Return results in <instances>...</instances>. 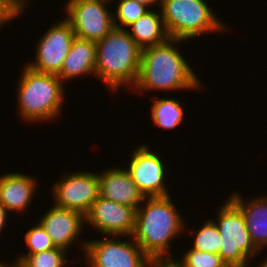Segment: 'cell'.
<instances>
[{
  "label": "cell",
  "instance_id": "cell-1",
  "mask_svg": "<svg viewBox=\"0 0 267 267\" xmlns=\"http://www.w3.org/2000/svg\"><path fill=\"white\" fill-rule=\"evenodd\" d=\"M178 41L181 40L169 38L162 44L142 49L139 76L135 84L139 92L200 88V80L190 65L171 45Z\"/></svg>",
  "mask_w": 267,
  "mask_h": 267
},
{
  "label": "cell",
  "instance_id": "cell-2",
  "mask_svg": "<svg viewBox=\"0 0 267 267\" xmlns=\"http://www.w3.org/2000/svg\"><path fill=\"white\" fill-rule=\"evenodd\" d=\"M171 196L145 197V207L136 210L133 239L150 258L165 256L169 243L183 229V220L179 215ZM148 200V201H147Z\"/></svg>",
  "mask_w": 267,
  "mask_h": 267
},
{
  "label": "cell",
  "instance_id": "cell-3",
  "mask_svg": "<svg viewBox=\"0 0 267 267\" xmlns=\"http://www.w3.org/2000/svg\"><path fill=\"white\" fill-rule=\"evenodd\" d=\"M141 51L127 29L114 28L96 42L95 75L111 89L117 90L122 83L135 86L140 71Z\"/></svg>",
  "mask_w": 267,
  "mask_h": 267
},
{
  "label": "cell",
  "instance_id": "cell-4",
  "mask_svg": "<svg viewBox=\"0 0 267 267\" xmlns=\"http://www.w3.org/2000/svg\"><path fill=\"white\" fill-rule=\"evenodd\" d=\"M18 88L19 114L28 121L55 119L60 113L64 88L55 74L24 68Z\"/></svg>",
  "mask_w": 267,
  "mask_h": 267
},
{
  "label": "cell",
  "instance_id": "cell-5",
  "mask_svg": "<svg viewBox=\"0 0 267 267\" xmlns=\"http://www.w3.org/2000/svg\"><path fill=\"white\" fill-rule=\"evenodd\" d=\"M160 3L170 38L184 41L225 27L204 0H160Z\"/></svg>",
  "mask_w": 267,
  "mask_h": 267
},
{
  "label": "cell",
  "instance_id": "cell-6",
  "mask_svg": "<svg viewBox=\"0 0 267 267\" xmlns=\"http://www.w3.org/2000/svg\"><path fill=\"white\" fill-rule=\"evenodd\" d=\"M218 215V223L215 221V224L222 237L219 255L226 264L248 266L249 258L258 250L251 241L243 213L228 199V202L220 208Z\"/></svg>",
  "mask_w": 267,
  "mask_h": 267
},
{
  "label": "cell",
  "instance_id": "cell-7",
  "mask_svg": "<svg viewBox=\"0 0 267 267\" xmlns=\"http://www.w3.org/2000/svg\"><path fill=\"white\" fill-rule=\"evenodd\" d=\"M108 1H68L65 6L68 17L65 19L72 26L76 37L97 42L115 28L113 14L105 8Z\"/></svg>",
  "mask_w": 267,
  "mask_h": 267
},
{
  "label": "cell",
  "instance_id": "cell-8",
  "mask_svg": "<svg viewBox=\"0 0 267 267\" xmlns=\"http://www.w3.org/2000/svg\"><path fill=\"white\" fill-rule=\"evenodd\" d=\"M105 239L83 243L91 267H151V259L134 240L116 241L111 235Z\"/></svg>",
  "mask_w": 267,
  "mask_h": 267
},
{
  "label": "cell",
  "instance_id": "cell-9",
  "mask_svg": "<svg viewBox=\"0 0 267 267\" xmlns=\"http://www.w3.org/2000/svg\"><path fill=\"white\" fill-rule=\"evenodd\" d=\"M52 191L56 206L79 211L85 216L100 196L99 177L86 171L68 174L53 185Z\"/></svg>",
  "mask_w": 267,
  "mask_h": 267
},
{
  "label": "cell",
  "instance_id": "cell-10",
  "mask_svg": "<svg viewBox=\"0 0 267 267\" xmlns=\"http://www.w3.org/2000/svg\"><path fill=\"white\" fill-rule=\"evenodd\" d=\"M75 37L72 26L66 19L53 25L38 42L36 61L27 66L41 73L57 75Z\"/></svg>",
  "mask_w": 267,
  "mask_h": 267
},
{
  "label": "cell",
  "instance_id": "cell-11",
  "mask_svg": "<svg viewBox=\"0 0 267 267\" xmlns=\"http://www.w3.org/2000/svg\"><path fill=\"white\" fill-rule=\"evenodd\" d=\"M136 209L101 196L92 204L85 221L106 236H129L135 228Z\"/></svg>",
  "mask_w": 267,
  "mask_h": 267
},
{
  "label": "cell",
  "instance_id": "cell-12",
  "mask_svg": "<svg viewBox=\"0 0 267 267\" xmlns=\"http://www.w3.org/2000/svg\"><path fill=\"white\" fill-rule=\"evenodd\" d=\"M132 156L127 171L144 197L169 195L164 185L165 167L162 160L147 145H141Z\"/></svg>",
  "mask_w": 267,
  "mask_h": 267
},
{
  "label": "cell",
  "instance_id": "cell-13",
  "mask_svg": "<svg viewBox=\"0 0 267 267\" xmlns=\"http://www.w3.org/2000/svg\"><path fill=\"white\" fill-rule=\"evenodd\" d=\"M40 219L39 224L45 229L54 246L67 251L71 243L77 240L85 216L79 211L55 205Z\"/></svg>",
  "mask_w": 267,
  "mask_h": 267
},
{
  "label": "cell",
  "instance_id": "cell-14",
  "mask_svg": "<svg viewBox=\"0 0 267 267\" xmlns=\"http://www.w3.org/2000/svg\"><path fill=\"white\" fill-rule=\"evenodd\" d=\"M100 196L116 203L137 208L145 201L127 169L113 168L98 174Z\"/></svg>",
  "mask_w": 267,
  "mask_h": 267
},
{
  "label": "cell",
  "instance_id": "cell-15",
  "mask_svg": "<svg viewBox=\"0 0 267 267\" xmlns=\"http://www.w3.org/2000/svg\"><path fill=\"white\" fill-rule=\"evenodd\" d=\"M35 180L22 173L0 176V204L7 211H23L28 207L36 188Z\"/></svg>",
  "mask_w": 267,
  "mask_h": 267
},
{
  "label": "cell",
  "instance_id": "cell-16",
  "mask_svg": "<svg viewBox=\"0 0 267 267\" xmlns=\"http://www.w3.org/2000/svg\"><path fill=\"white\" fill-rule=\"evenodd\" d=\"M96 68V42L75 37L57 76L65 82L73 77L94 74Z\"/></svg>",
  "mask_w": 267,
  "mask_h": 267
},
{
  "label": "cell",
  "instance_id": "cell-17",
  "mask_svg": "<svg viewBox=\"0 0 267 267\" xmlns=\"http://www.w3.org/2000/svg\"><path fill=\"white\" fill-rule=\"evenodd\" d=\"M230 200L244 215L247 231L257 250L267 245V197L253 199L244 204L238 194L232 195Z\"/></svg>",
  "mask_w": 267,
  "mask_h": 267
},
{
  "label": "cell",
  "instance_id": "cell-18",
  "mask_svg": "<svg viewBox=\"0 0 267 267\" xmlns=\"http://www.w3.org/2000/svg\"><path fill=\"white\" fill-rule=\"evenodd\" d=\"M160 16V13L149 10L128 26L132 30L131 32L128 31V33L141 49L162 44L170 38L164 21Z\"/></svg>",
  "mask_w": 267,
  "mask_h": 267
},
{
  "label": "cell",
  "instance_id": "cell-19",
  "mask_svg": "<svg viewBox=\"0 0 267 267\" xmlns=\"http://www.w3.org/2000/svg\"><path fill=\"white\" fill-rule=\"evenodd\" d=\"M155 100V104L151 107L153 123L165 129L178 126L183 120V110L180 102L173 98Z\"/></svg>",
  "mask_w": 267,
  "mask_h": 267
},
{
  "label": "cell",
  "instance_id": "cell-20",
  "mask_svg": "<svg viewBox=\"0 0 267 267\" xmlns=\"http://www.w3.org/2000/svg\"><path fill=\"white\" fill-rule=\"evenodd\" d=\"M66 250L53 248L31 255H22L17 259L24 267H64Z\"/></svg>",
  "mask_w": 267,
  "mask_h": 267
},
{
  "label": "cell",
  "instance_id": "cell-21",
  "mask_svg": "<svg viewBox=\"0 0 267 267\" xmlns=\"http://www.w3.org/2000/svg\"><path fill=\"white\" fill-rule=\"evenodd\" d=\"M197 232L192 249L219 254L222 246V237L215 221L209 220L205 222V225Z\"/></svg>",
  "mask_w": 267,
  "mask_h": 267
},
{
  "label": "cell",
  "instance_id": "cell-22",
  "mask_svg": "<svg viewBox=\"0 0 267 267\" xmlns=\"http://www.w3.org/2000/svg\"><path fill=\"white\" fill-rule=\"evenodd\" d=\"M118 2L117 10L113 14L115 28H128V26L149 11L145 5L134 0H119ZM118 22H120V25Z\"/></svg>",
  "mask_w": 267,
  "mask_h": 267
},
{
  "label": "cell",
  "instance_id": "cell-23",
  "mask_svg": "<svg viewBox=\"0 0 267 267\" xmlns=\"http://www.w3.org/2000/svg\"><path fill=\"white\" fill-rule=\"evenodd\" d=\"M25 242L30 248L28 254L25 255L36 254L56 248L45 229L39 223L26 232Z\"/></svg>",
  "mask_w": 267,
  "mask_h": 267
},
{
  "label": "cell",
  "instance_id": "cell-24",
  "mask_svg": "<svg viewBox=\"0 0 267 267\" xmlns=\"http://www.w3.org/2000/svg\"><path fill=\"white\" fill-rule=\"evenodd\" d=\"M183 257L182 262L186 267H222L226 264L219 254L206 253L192 248Z\"/></svg>",
  "mask_w": 267,
  "mask_h": 267
},
{
  "label": "cell",
  "instance_id": "cell-25",
  "mask_svg": "<svg viewBox=\"0 0 267 267\" xmlns=\"http://www.w3.org/2000/svg\"><path fill=\"white\" fill-rule=\"evenodd\" d=\"M21 12L13 0H0V26L17 17Z\"/></svg>",
  "mask_w": 267,
  "mask_h": 267
},
{
  "label": "cell",
  "instance_id": "cell-26",
  "mask_svg": "<svg viewBox=\"0 0 267 267\" xmlns=\"http://www.w3.org/2000/svg\"><path fill=\"white\" fill-rule=\"evenodd\" d=\"M151 267H186L182 261L174 260L170 256L155 257L151 259Z\"/></svg>",
  "mask_w": 267,
  "mask_h": 267
},
{
  "label": "cell",
  "instance_id": "cell-27",
  "mask_svg": "<svg viewBox=\"0 0 267 267\" xmlns=\"http://www.w3.org/2000/svg\"><path fill=\"white\" fill-rule=\"evenodd\" d=\"M7 213V209L0 204V232L5 226Z\"/></svg>",
  "mask_w": 267,
  "mask_h": 267
},
{
  "label": "cell",
  "instance_id": "cell-28",
  "mask_svg": "<svg viewBox=\"0 0 267 267\" xmlns=\"http://www.w3.org/2000/svg\"><path fill=\"white\" fill-rule=\"evenodd\" d=\"M138 3H141L143 5H145L147 8H149V6H151L152 4L154 5L155 2H160L159 0H134Z\"/></svg>",
  "mask_w": 267,
  "mask_h": 267
},
{
  "label": "cell",
  "instance_id": "cell-29",
  "mask_svg": "<svg viewBox=\"0 0 267 267\" xmlns=\"http://www.w3.org/2000/svg\"><path fill=\"white\" fill-rule=\"evenodd\" d=\"M14 1V4L22 11L23 10V7L25 6L24 0H13Z\"/></svg>",
  "mask_w": 267,
  "mask_h": 267
},
{
  "label": "cell",
  "instance_id": "cell-30",
  "mask_svg": "<svg viewBox=\"0 0 267 267\" xmlns=\"http://www.w3.org/2000/svg\"><path fill=\"white\" fill-rule=\"evenodd\" d=\"M0 267H7V264L5 265L0 262ZM8 267H20V262L17 260L16 263Z\"/></svg>",
  "mask_w": 267,
  "mask_h": 267
},
{
  "label": "cell",
  "instance_id": "cell-31",
  "mask_svg": "<svg viewBox=\"0 0 267 267\" xmlns=\"http://www.w3.org/2000/svg\"><path fill=\"white\" fill-rule=\"evenodd\" d=\"M222 267H240L238 265H235V264H225L224 266Z\"/></svg>",
  "mask_w": 267,
  "mask_h": 267
},
{
  "label": "cell",
  "instance_id": "cell-32",
  "mask_svg": "<svg viewBox=\"0 0 267 267\" xmlns=\"http://www.w3.org/2000/svg\"><path fill=\"white\" fill-rule=\"evenodd\" d=\"M259 267H267V259L266 261H263V263Z\"/></svg>",
  "mask_w": 267,
  "mask_h": 267
}]
</instances>
